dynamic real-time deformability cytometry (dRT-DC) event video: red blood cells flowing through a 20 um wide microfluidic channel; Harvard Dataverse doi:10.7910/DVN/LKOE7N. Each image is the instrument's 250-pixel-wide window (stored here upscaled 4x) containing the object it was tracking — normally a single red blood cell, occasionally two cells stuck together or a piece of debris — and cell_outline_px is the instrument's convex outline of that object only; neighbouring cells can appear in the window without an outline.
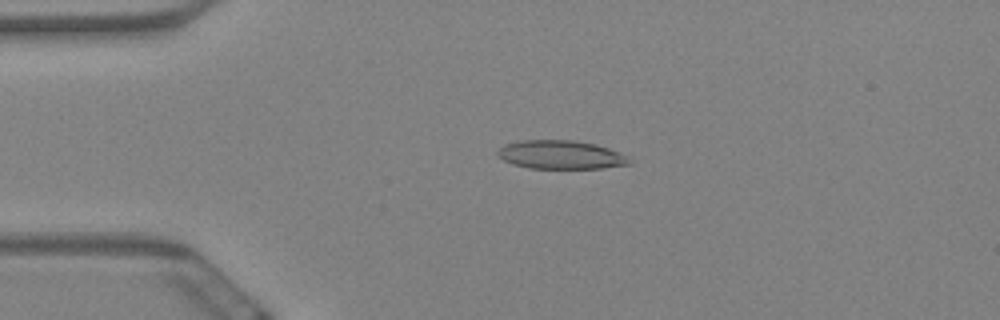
{"species": "Egyptian fruit bat (a non-hibernating species)", "species_latin": "Rousettus aegyptiacus", "temperature_condition": "warm", "stored_images_in_passage": 60, "camera_frame_rate_fps": 3000, "um_per_image_px": 0.085, "animal": {"sex": "female"}, "frame": {"image": 1, "passage_image": 14, "time_ms": 4.333, "image_size_px": [1000, 320], "cell_outline_px": [[632, 164], [600, 168], [528, 168], [512, 164], [496, 156], [496, 152], [500, 148], [508, 144], [520, 140], [572, 140], [596, 144], [620, 152]], "centroid_in_image_um": [47.63, 13.15], "position_along_channel_um": 37.4, "area_um2": 21.79}}
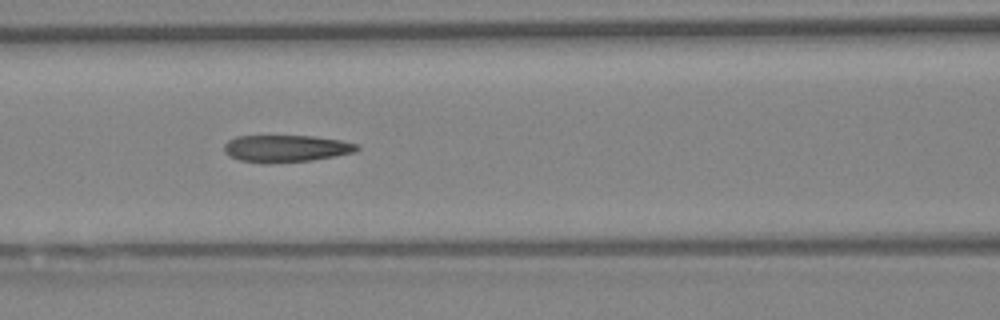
{"frame": {"image": 2, "passage_image": 26, "time_ms": 8.333, "image_size_px": [1000, 320], "cell_outline_px": [[360, 148], [356, 152], [336, 156], [312, 160], [268, 164], [264, 164], [240, 160], [228, 156], [224, 152], [224, 144], [228, 140], [236, 136], [312, 136], [340, 140], [356, 144]], "centroid_in_image_um": [24.28, 12.63], "position_along_channel_um": 142.3, "area_um2": 21.15}}
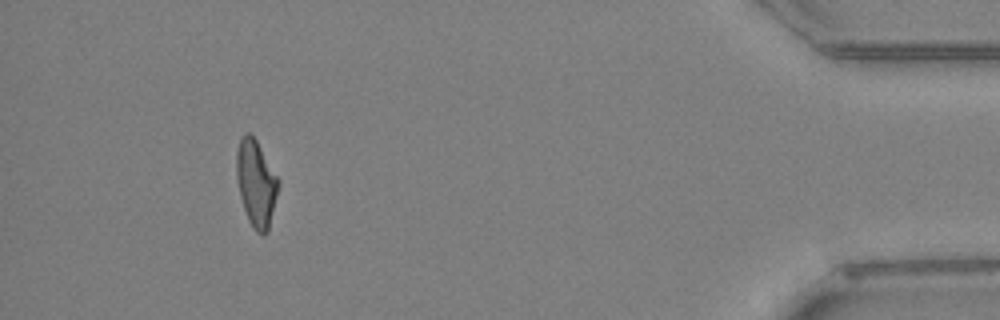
{"frame": {"image": 3, "passage_image": 55, "time_ms": 18.0, "image_size_px": [1000, 320], "cell_outline_px": [[280, 184], [268, 232], [264, 236], [256, 232], [252, 228], [248, 220], [240, 196], [236, 176], [236, 152], [240, 140], [244, 132], [248, 132], [256, 140], [280, 180]], "centroid_in_image_um": [21.78, 15.61], "position_along_channel_um": 413.4, "area_um2": 21.27}, "authors_computed_cell_mechanics": {"area_um2": 21.386, "velocity_mm_per_s": 3.4672, "shape_relaxation_time_tau1_ms": null, "shape_relaxation_time_tau2_ms": 3.0071, "deformation_change_tau1": null, "deformation_change_tau2": 0.1364}}